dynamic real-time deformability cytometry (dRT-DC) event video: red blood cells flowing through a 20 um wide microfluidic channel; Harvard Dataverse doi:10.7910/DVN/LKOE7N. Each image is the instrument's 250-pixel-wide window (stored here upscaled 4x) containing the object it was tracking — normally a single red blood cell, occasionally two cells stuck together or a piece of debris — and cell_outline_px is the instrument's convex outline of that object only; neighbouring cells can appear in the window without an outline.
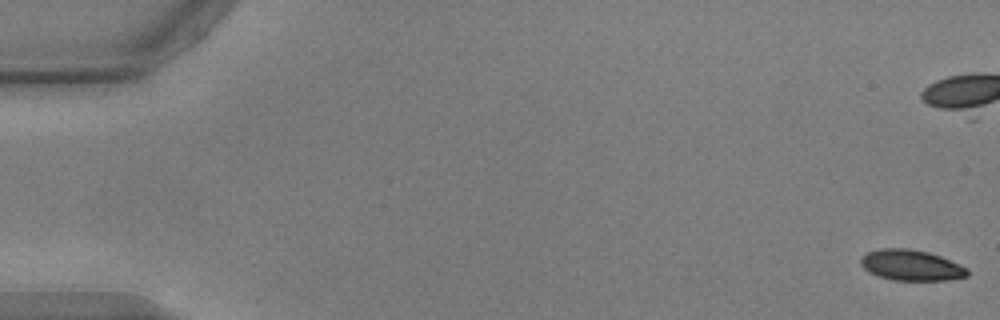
{"species": "common noctule bat (a hibernating species)", "species_latin": "Nyctalus noctula", "temperature_condition": "warm", "stored_images_in_passage": 8, "camera_frame_rate_fps": 3000, "um_per_image_px": 0.085, "animal": {"sex": "male", "body_mass_g": 17.9, "forearm_length_mm": 54.2}, "frame": {"image": 1, "passage_image": 1, "time_ms": 0.0, "image_size_px": [1000, 320], "cell_outline_px": [[968, 276], [948, 280], [892, 280], [876, 276], [868, 272], [860, 264], [860, 256], [868, 252], [880, 248], [908, 248], [928, 252], [940, 256], [968, 268]], "centroid_in_image_um": [77.41, 22.54], "position_along_channel_um": 7.6, "area_um2": 19.25}}